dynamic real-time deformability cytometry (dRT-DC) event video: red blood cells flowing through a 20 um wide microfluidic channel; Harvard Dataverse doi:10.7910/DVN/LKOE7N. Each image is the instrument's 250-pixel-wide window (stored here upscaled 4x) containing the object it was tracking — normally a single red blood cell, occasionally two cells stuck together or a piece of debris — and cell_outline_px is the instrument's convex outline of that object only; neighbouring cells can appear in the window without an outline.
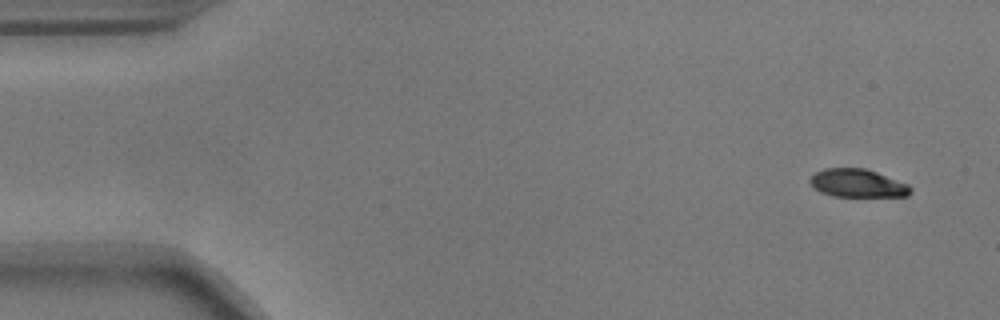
{"species": "common noctule bat (a hibernating species)", "species_latin": "Nyctalus noctula", "temperature_condition": "warm", "stored_images_in_passage": 53, "camera_frame_rate_fps": 3000, "um_per_image_px": 0.085, "animal": {"sex": "male", "body_mass_g": 17.9}, "frame": {"image": 1, "passage_image": 1, "time_ms": 0.0, "image_size_px": [1000, 320], "cell_outline_px": [[912, 192], [908, 196], [832, 196], [820, 192], [808, 180], [816, 172], [824, 168], [864, 168], [876, 172], [908, 184], [912, 188]], "centroid_in_image_um": [72.9, 15.57], "position_along_channel_um": 12.1, "area_um2": 16.36}}
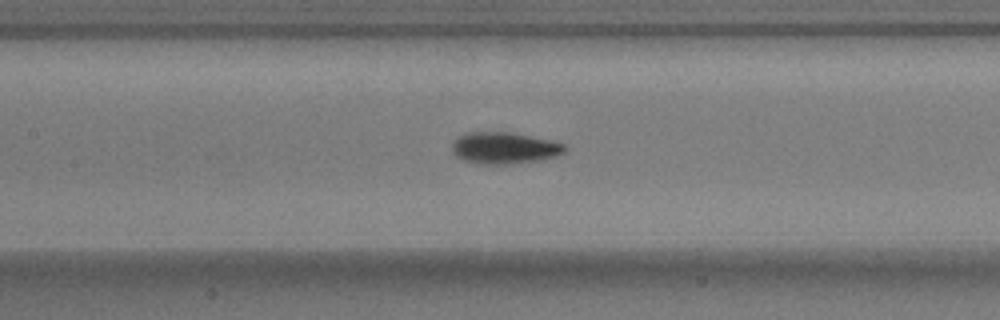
{"frame": {"image": 2, "passage_image": 23, "time_ms": 7.333, "image_size_px": [1000, 320], "cell_outline_px": [[568, 148], [564, 152], [556, 156], [540, 160], [512, 164], [476, 164], [464, 160], [456, 156], [452, 152], [452, 144], [460, 136], [468, 132], [508, 132], [552, 140], [564, 144]], "centroid_in_image_um": [42.88, 12.59], "position_along_channel_um": 164.5, "area_um2": 20.81}}
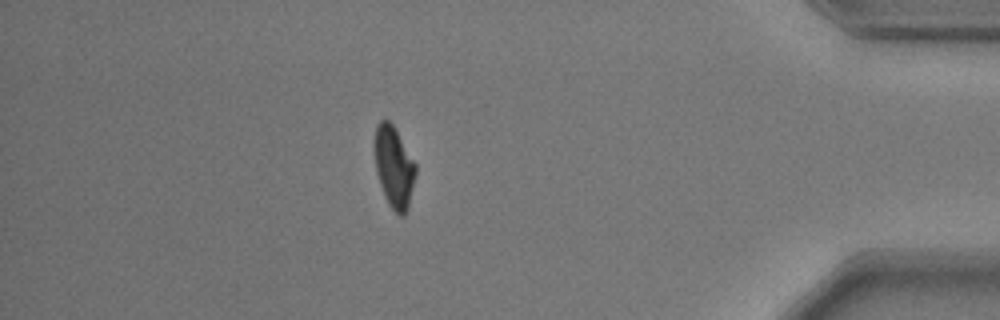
{"frame": {"image": 3, "passage_image": 46, "time_ms": 15.0, "image_size_px": [1000, 320], "cell_outline_px": [[416, 172], [408, 208], [404, 216], [400, 216], [388, 204], [384, 196], [376, 172], [372, 148], [372, 144], [376, 124], [380, 120], [388, 120], [392, 124], [416, 164]], "centroid_in_image_um": [33.44, 14.17], "position_along_channel_um": 401.8, "area_um2": 19.77}, "authors_computed_cell_mechanics": {"area_um2": 19.8832, "velocity_mm_per_s": 3.6578, "shape_relaxation_time_tau1_ms": 3.1863, "shape_relaxation_time_tau2_ms": 3.3223, "deformation_change_tau1": 0.156, "deformation_change_tau2": 0.0708}}